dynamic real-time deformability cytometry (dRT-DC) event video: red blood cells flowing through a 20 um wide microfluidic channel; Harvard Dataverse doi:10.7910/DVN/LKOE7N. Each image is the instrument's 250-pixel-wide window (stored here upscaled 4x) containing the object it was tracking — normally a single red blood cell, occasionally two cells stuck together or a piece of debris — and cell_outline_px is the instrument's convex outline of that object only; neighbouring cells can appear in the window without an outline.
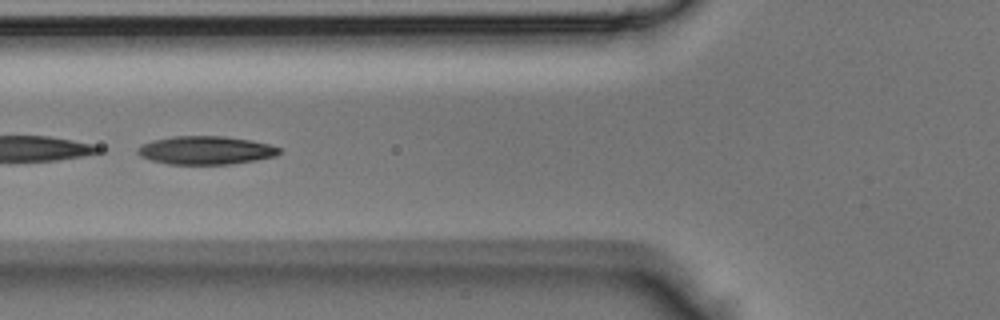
{"species": "Egyptian fruit bat (a non-hibernating species)", "species_latin": "Rousettus aegyptiacus", "temperature_condition": "room temperature", "stored_images_in_passage": 32, "camera_frame_rate_fps": 3000, "um_per_image_px": 0.085, "animal": {"sex": "male"}, "frame": {"image": 1, "passage_image": 9, "time_ms": 2.667, "image_size_px": [1000, 320], "cell_outline_px": [[280, 152], [276, 156], [228, 164], [168, 164], [152, 160], [140, 156], [136, 152], [136, 148], [152, 140], [172, 136], [224, 136], [252, 140], [268, 144], [280, 148]], "centroid_in_image_um": [17.46, 12.76], "position_along_channel_um": 108.3, "area_um2": 23.24}}
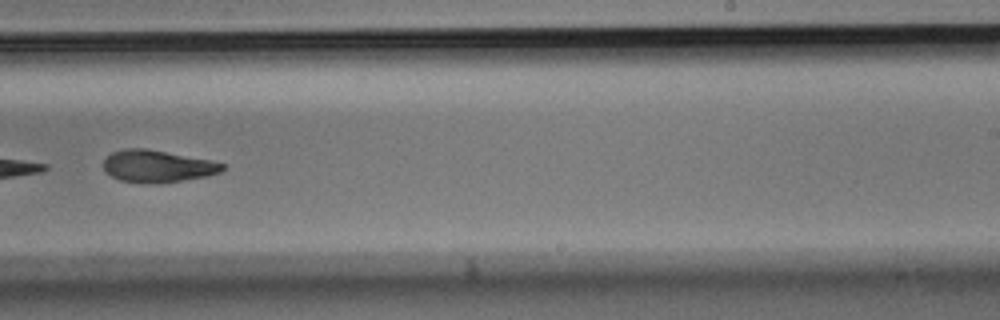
{"frame": {"image": 2, "passage_image": 20, "time_ms": 6.333, "image_size_px": [1000, 320], "cell_outline_px": [[224, 168], [220, 172], [208, 176], [180, 180], [120, 180], [112, 176], [104, 168], [104, 160], [112, 152], [124, 148], [144, 148], [212, 160], [224, 164]], "centroid_in_image_um": [13.41, 14.07], "position_along_channel_um": 275.6, "area_um2": 21.15}}
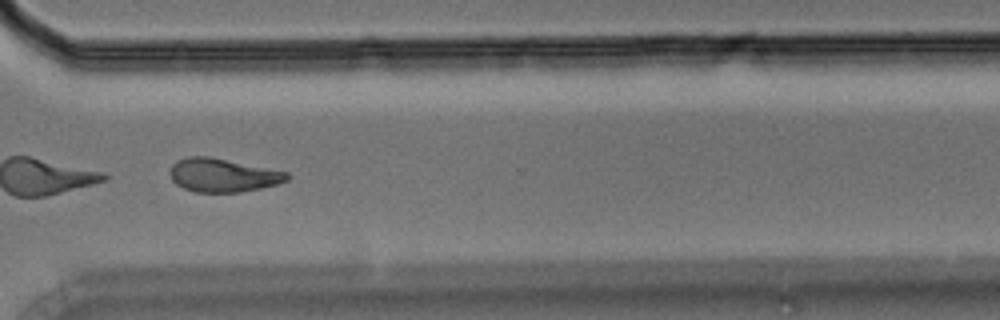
{"frame": {"image": 3, "passage_image": 25, "time_ms": 8.0, "image_size_px": [1000, 320], "cell_outline_px": [[288, 180], [276, 184], [260, 188], [240, 192], [196, 192], [184, 188], [176, 184], [172, 180], [168, 172], [172, 164], [176, 160], [188, 156], [208, 156], [288, 172]], "centroid_in_image_um": [18.88, 14.88], "position_along_channel_um": 351.7, "area_um2": 22.77}}